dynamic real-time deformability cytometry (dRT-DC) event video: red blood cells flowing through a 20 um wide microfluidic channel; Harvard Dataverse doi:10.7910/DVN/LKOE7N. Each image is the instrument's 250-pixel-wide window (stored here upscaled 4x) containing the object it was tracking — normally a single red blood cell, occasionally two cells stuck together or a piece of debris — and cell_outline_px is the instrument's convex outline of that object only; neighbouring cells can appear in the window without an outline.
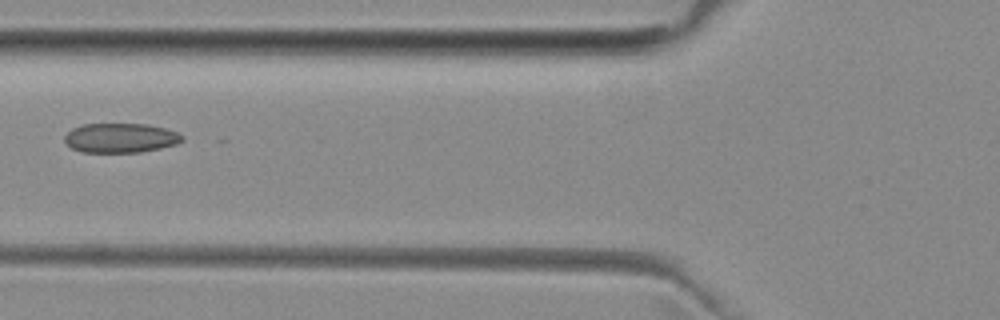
{"species": "common noctule bat (a hibernating species)", "species_latin": "Nyctalus noctula", "temperature_condition": "room temperature", "stored_images_in_passage": 4, "camera_frame_rate_fps": 3000, "um_per_image_px": 0.085, "animal": {"sex": "female", "body_mass_g": 29.2, "forearm_length_mm": 56.3}, "frame": {"image": 1, "passage_image": 3, "time_ms": 2.333, "image_size_px": [1000, 320], "cell_outline_px": [[184, 140], [176, 144], [160, 148], [140, 152], [80, 152], [72, 148], [64, 140], [64, 136], [72, 128], [84, 124], [148, 124], [164, 128], [176, 132], [184, 136]], "centroid_in_image_um": [10.24, 11.72], "position_along_channel_um": 115.6, "area_um2": 20.17}}
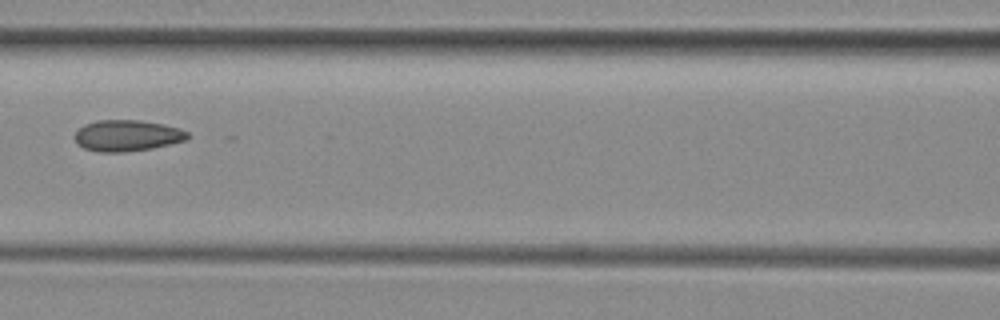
{"frame": {"image": 2, "passage_image": 4, "time_ms": 3.333, "image_size_px": [1000, 320], "cell_outline_px": [[188, 136], [184, 140], [152, 148], [124, 152], [100, 152], [84, 148], [76, 144], [72, 136], [84, 124], [96, 120], [140, 120], [164, 124], [180, 128], [188, 132]], "centroid_in_image_um": [10.75, 11.52], "position_along_channel_um": 155.9, "area_um2": 20.58}}